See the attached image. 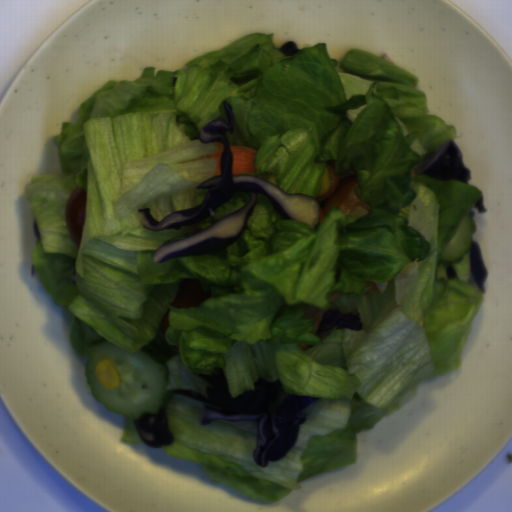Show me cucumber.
Wrapping results in <instances>:
<instances>
[{
  "instance_id": "obj_1",
  "label": "cucumber",
  "mask_w": 512,
  "mask_h": 512,
  "mask_svg": "<svg viewBox=\"0 0 512 512\" xmlns=\"http://www.w3.org/2000/svg\"><path fill=\"white\" fill-rule=\"evenodd\" d=\"M102 359L114 364L119 388L111 391L98 383L95 369ZM84 375L92 398L103 404L109 413L136 420L144 414L157 415L168 404L169 367L152 348L131 353L109 340H100L87 348Z\"/></svg>"
},
{
  "instance_id": "obj_2",
  "label": "cucumber",
  "mask_w": 512,
  "mask_h": 512,
  "mask_svg": "<svg viewBox=\"0 0 512 512\" xmlns=\"http://www.w3.org/2000/svg\"><path fill=\"white\" fill-rule=\"evenodd\" d=\"M474 235V218L472 214L466 215L457 230L446 243L439 256L438 263L443 266L461 264L464 254L471 248Z\"/></svg>"
}]
</instances>
